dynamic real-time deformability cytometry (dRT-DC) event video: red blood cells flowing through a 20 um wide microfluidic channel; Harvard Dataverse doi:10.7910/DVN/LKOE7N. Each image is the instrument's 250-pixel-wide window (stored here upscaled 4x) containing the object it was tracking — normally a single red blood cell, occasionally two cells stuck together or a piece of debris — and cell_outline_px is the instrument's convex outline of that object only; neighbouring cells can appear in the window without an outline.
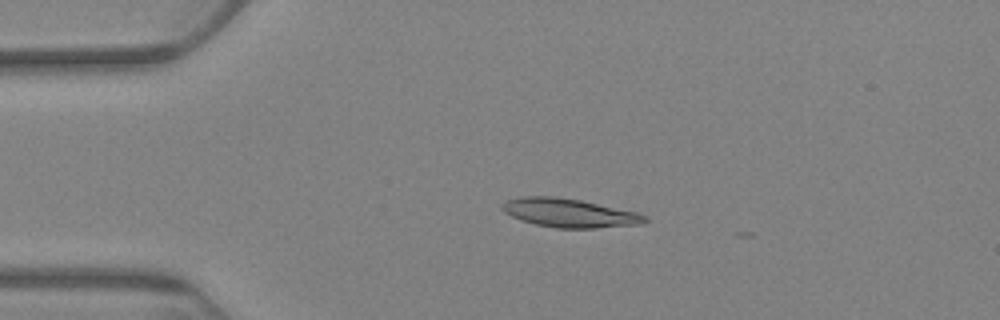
{"species": "Egyptian fruit bat (a non-hibernating species)", "species_latin": "Rousettus aegyptiacus", "temperature_condition": "warm", "stored_images_in_passage": 5, "camera_frame_rate_fps": 3000, "um_per_image_px": 0.085, "animal": {"sex": "female"}, "frame": {"image": 1, "passage_image": 3, "time_ms": 2.667, "image_size_px": [1000, 320], "cell_outline_px": [[648, 220], [644, 224], [596, 228], [556, 228], [536, 224], [520, 220], [504, 212], [500, 208], [500, 204], [504, 200], [520, 196], [556, 196], [580, 200], [640, 212], [648, 216]], "centroid_in_image_um": [48.4, 18.09], "position_along_channel_um": 36.6, "area_um2": 24.33}}
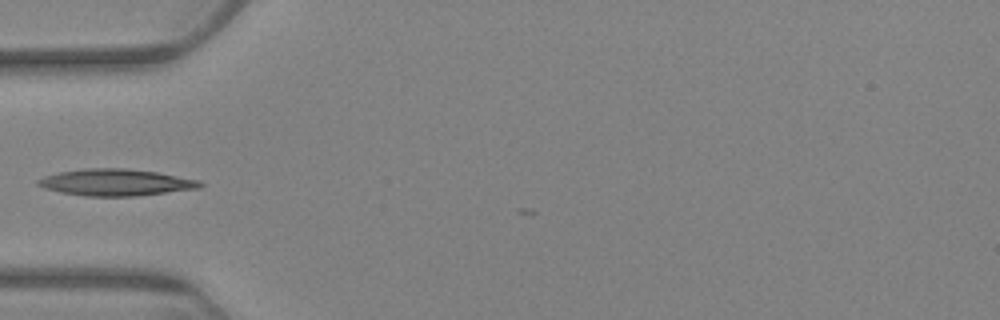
{"frame": {"image": 2, "passage_image": 5, "time_ms": 5.0, "image_size_px": [1000, 320], "cell_outline_px": [[204, 184], [200, 188], [136, 196], [84, 196], [60, 192], [44, 188], [36, 184], [36, 180], [44, 176], [60, 172], [84, 168], [124, 168], [156, 172], [200, 180]], "centroid_in_image_um": [9.83, 15.5], "position_along_channel_um": 75.2, "area_um2": 25.2}}